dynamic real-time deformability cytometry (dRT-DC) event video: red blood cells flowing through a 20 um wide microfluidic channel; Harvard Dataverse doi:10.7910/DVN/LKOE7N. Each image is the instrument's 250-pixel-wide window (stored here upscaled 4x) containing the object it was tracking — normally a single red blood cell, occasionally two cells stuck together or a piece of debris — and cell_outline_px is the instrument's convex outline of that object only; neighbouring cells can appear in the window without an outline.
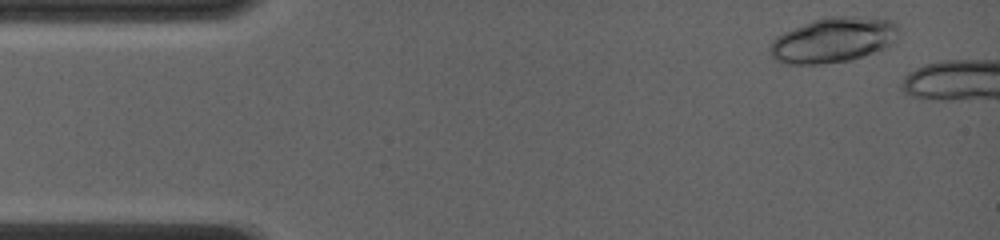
{"species": "common noctule bat (a hibernating species)", "species_latin": "Nyctalus noctula", "temperature_condition": "room temperature", "stored_images_in_passage": 6, "camera_frame_rate_fps": 4000, "um_per_image_px": 0.085, "animal": {"sex": "female", "body_mass_g": 19.0, "forearm_length_mm": 56.7}, "frame": {"image": 1, "passage_image": 1, "time_ms": 0.0, "image_size_px": [1000, 240], "cell_outline_px": [[896, 40], [892, 44], [884, 48], [852, 60], [820, 64], [784, 64], [776, 60], [768, 52], [768, 48], [772, 40], [776, 36], [784, 32], [812, 20], [832, 16], [852, 16], [888, 20], [896, 24]], "centroid_in_image_um": [70.76, 3.42], "position_along_channel_um": 14.2, "area_um2": 33.7}}